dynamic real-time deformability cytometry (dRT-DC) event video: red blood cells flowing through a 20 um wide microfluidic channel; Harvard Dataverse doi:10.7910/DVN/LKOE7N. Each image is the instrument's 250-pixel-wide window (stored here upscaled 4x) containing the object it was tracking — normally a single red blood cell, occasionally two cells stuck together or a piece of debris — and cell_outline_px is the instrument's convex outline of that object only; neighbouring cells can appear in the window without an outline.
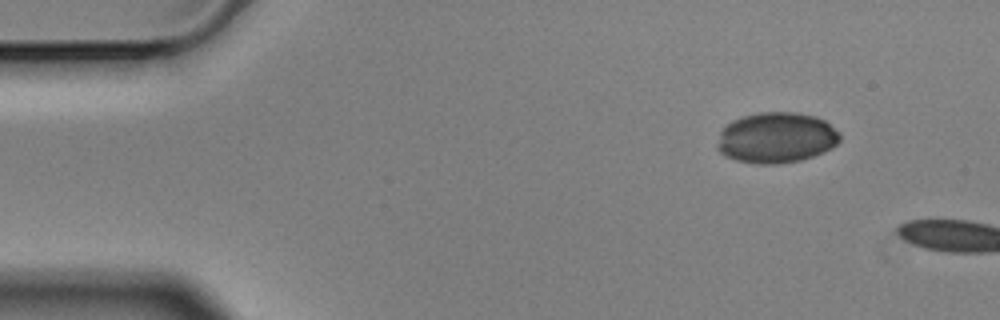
{"species": "Egyptian fruit bat (a non-hibernating species)", "species_latin": "Rousettus aegyptiacus", "temperature_condition": "cold", "stored_images_in_passage": 2, "camera_frame_rate_fps": 3000, "um_per_image_px": 0.085, "animal": {"sex": "male"}, "frame": {"image": 1, "passage_image": 1, "time_ms": 0.0, "image_size_px": [1000, 320], "cell_outline_px": [[840, 140], [832, 148], [824, 152], [800, 160], [776, 164], [756, 164], [736, 160], [724, 156], [716, 148], [716, 144], [720, 132], [732, 120], [744, 116], [760, 112], [796, 112], [816, 116], [824, 120], [840, 132]], "centroid_in_image_um": [65.98, 11.71], "position_along_channel_um": 19.0, "area_um2": 36.41}}